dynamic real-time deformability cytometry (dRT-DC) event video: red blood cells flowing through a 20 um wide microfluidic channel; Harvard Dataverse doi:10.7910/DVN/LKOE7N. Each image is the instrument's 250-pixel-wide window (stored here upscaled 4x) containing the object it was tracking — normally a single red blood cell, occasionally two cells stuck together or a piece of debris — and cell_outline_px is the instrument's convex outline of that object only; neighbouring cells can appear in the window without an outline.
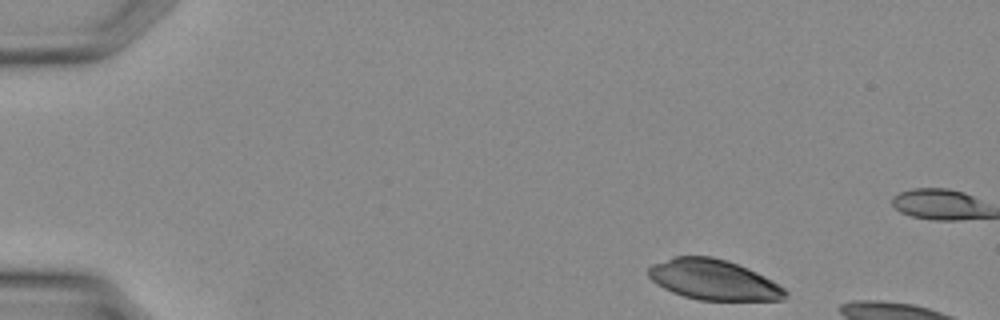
{"species": "Egyptian fruit bat (a non-hibernating species)", "species_latin": "Rousettus aegyptiacus", "temperature_condition": "warm", "stored_images_in_passage": 6, "camera_frame_rate_fps": 3000, "um_per_image_px": 0.085, "animal": {"sex": "female"}, "frame": {"image": 1, "passage_image": 1, "time_ms": 0.0, "image_size_px": [1000, 320], "cell_outline_px": [[788, 296], [784, 300], [696, 300], [672, 292], [656, 284], [648, 276], [648, 268], [652, 264], [676, 256], [712, 256], [728, 260], [748, 268], [764, 276], [784, 288], [788, 292]], "centroid_in_image_um": [60.65, 23.78], "position_along_channel_um": 24.3, "area_um2": 32.25}}